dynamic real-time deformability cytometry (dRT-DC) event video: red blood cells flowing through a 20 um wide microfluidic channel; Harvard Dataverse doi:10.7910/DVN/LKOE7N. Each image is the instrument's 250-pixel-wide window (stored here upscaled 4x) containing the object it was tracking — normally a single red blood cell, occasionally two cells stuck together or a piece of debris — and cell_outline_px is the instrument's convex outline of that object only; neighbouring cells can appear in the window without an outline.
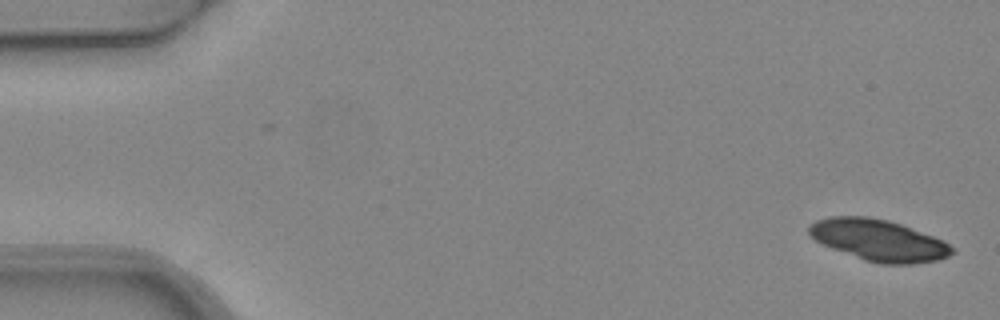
{"species": "common noctule bat (a hibernating species)", "species_latin": "Nyctalus noctula", "temperature_condition": "warm", "stored_images_in_passage": 5, "camera_frame_rate_fps": 3000, "um_per_image_px": 0.085, "animal": {"sex": "female", "body_mass_g": 24.6, "forearm_length_mm": 56.2}, "frame": {"image": 1, "passage_image": 1, "time_ms": 0.0, "image_size_px": [1000, 320], "cell_outline_px": [[956, 252], [948, 256], [936, 260], [912, 264], [884, 264], [864, 260], [832, 248], [816, 240], [808, 232], [808, 224], [816, 220], [828, 216], [868, 216], [888, 220], [900, 224], [944, 240]], "centroid_in_image_um": [74.67, 20.41], "position_along_channel_um": 10.3, "area_um2": 34.33}}